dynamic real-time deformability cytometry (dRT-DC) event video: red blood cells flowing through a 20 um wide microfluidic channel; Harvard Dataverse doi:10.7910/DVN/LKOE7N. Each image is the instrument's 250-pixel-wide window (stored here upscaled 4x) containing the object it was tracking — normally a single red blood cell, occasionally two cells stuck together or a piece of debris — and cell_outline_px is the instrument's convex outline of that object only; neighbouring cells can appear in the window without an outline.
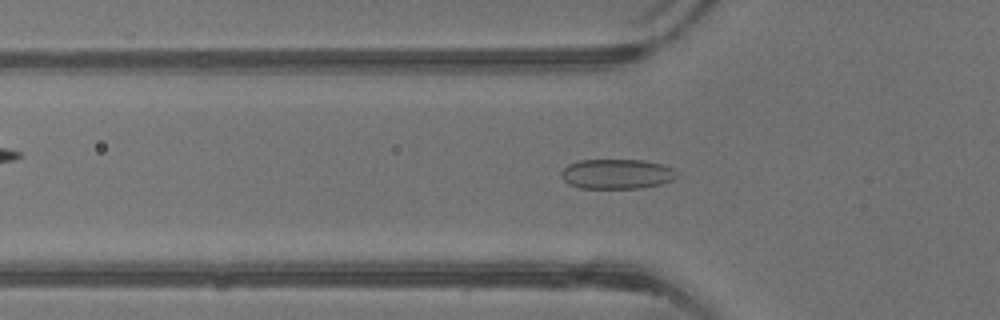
{"species": "common noctule bat (a hibernating species)", "species_latin": "Nyctalus noctula", "temperature_condition": "warm", "stored_images_in_passage": 40, "camera_frame_rate_fps": 3000, "um_per_image_px": 0.085, "animal": {"sex": "male", "body_mass_g": 13.3}, "frame": {"image": 1, "passage_image": 13, "time_ms": 4.0, "image_size_px": [1000, 320], "cell_outline_px": [[676, 176], [672, 180], [660, 184], [640, 188], [580, 188], [568, 184], [560, 176], [560, 172], [568, 164], [580, 160], [644, 160], [664, 164], [672, 168], [676, 172]], "centroid_in_image_um": [52.4, 14.78], "position_along_channel_um": 73.4, "area_um2": 20.17}}
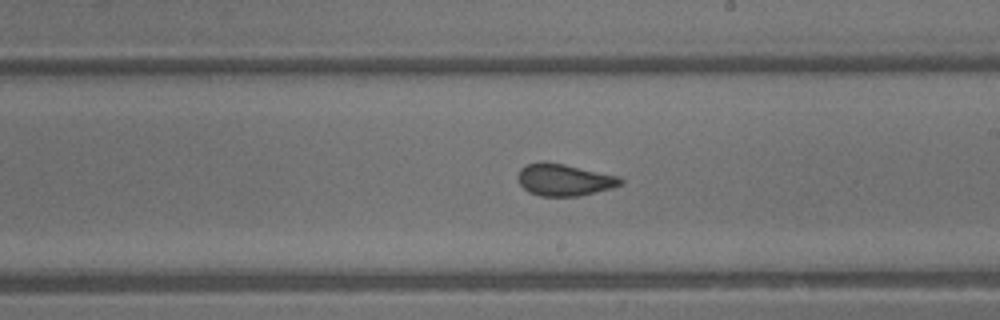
{"frame": {"image": 2, "passage_image": 23, "time_ms": 7.333, "image_size_px": [1000, 320], "cell_outline_px": [[624, 184], [612, 188], [576, 196], [540, 196], [528, 192], [516, 180], [516, 176], [520, 168], [524, 164], [540, 160], [544, 160], [564, 164], [620, 176], [624, 180]], "centroid_in_image_um": [47.91, 15.26], "position_along_channel_um": 241.1, "area_um2": 19.54}}
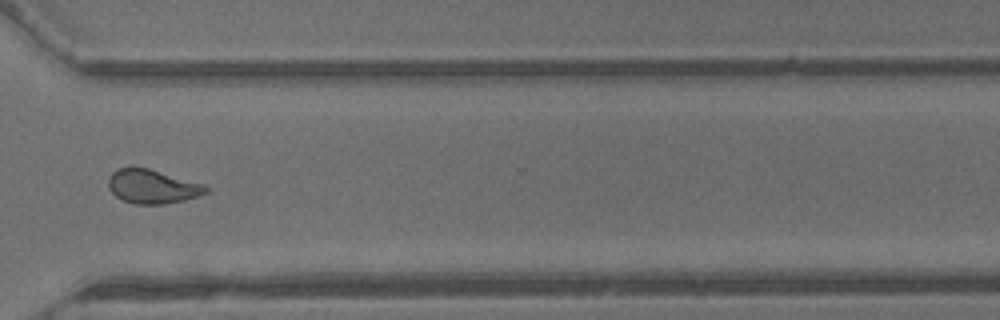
{"frame": {"image": 3, "passage_image": 30, "time_ms": 9.667, "image_size_px": [1000, 320], "cell_outline_px": [[208, 192], [200, 196], [184, 200], [164, 204], [136, 204], [124, 200], [116, 196], [108, 188], [108, 176], [112, 172], [120, 168], [148, 168], [204, 184], [208, 188]], "centroid_in_image_um": [12.96, 15.86], "position_along_channel_um": 357.6, "area_um2": 19.19}}